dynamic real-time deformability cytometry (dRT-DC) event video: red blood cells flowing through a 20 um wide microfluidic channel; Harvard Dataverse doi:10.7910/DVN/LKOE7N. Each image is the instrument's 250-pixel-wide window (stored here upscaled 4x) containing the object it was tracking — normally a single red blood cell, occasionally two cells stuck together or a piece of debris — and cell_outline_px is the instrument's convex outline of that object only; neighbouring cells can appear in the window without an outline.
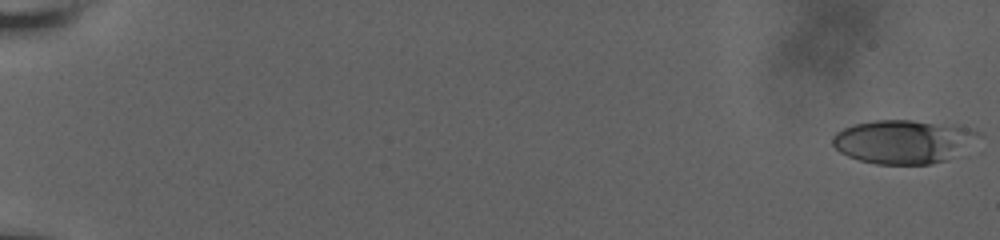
{"species": "human", "species_latin": "Homo sapiens", "temperature_condition": "room temperature", "stored_images_in_passage": 8, "camera_frame_rate_fps": 3000, "um_per_image_px": 0.085, "donor": {"sex": "male"}, "frame": {"image": 1, "passage_image": 1, "time_ms": 0.0, "image_size_px": [1000, 240], "cell_outline_px": [[984, 132], [944, 160], [932, 164], [876, 164], [860, 160], [848, 156], [840, 152], [832, 144], [832, 136], [836, 132], [844, 128], [856, 124], [876, 120], [912, 120], [968, 128]], "centroid_in_image_um": [76.68, 12.03], "position_along_channel_um": 8.3, "area_um2": 36.13}}